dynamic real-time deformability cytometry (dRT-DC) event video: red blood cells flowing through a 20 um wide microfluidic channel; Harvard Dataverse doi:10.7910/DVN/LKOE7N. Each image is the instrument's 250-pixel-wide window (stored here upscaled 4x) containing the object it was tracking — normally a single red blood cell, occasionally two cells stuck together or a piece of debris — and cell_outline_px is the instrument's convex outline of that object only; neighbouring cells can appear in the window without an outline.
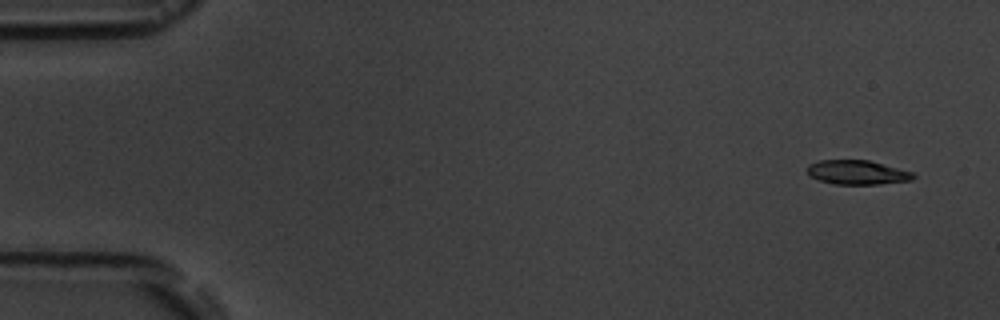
{"species": "common noctule bat (a hibernating species)", "species_latin": "Nyctalus noctula", "temperature_condition": "room temperature", "stored_images_in_passage": 5, "segment_of_instrument_passage": [1, 2], "camera_frame_rate_fps": 3000, "um_per_image_px": 0.085, "animal": {"sex": "male", "body_mass_g": 19.5, "forearm_length_mm": 54.6}, "frame": {"image": 1, "passage_image": 1, "time_ms": 0.0, "image_size_px": [1000, 320], "cell_outline_px": [[916, 176], [912, 180], [880, 184], [836, 184], [820, 180], [808, 176], [808, 164], [820, 160], [868, 160], [912, 172]], "centroid_in_image_um": [72.85, 14.65], "position_along_channel_um": 12.1, "area_um2": 14.85}}